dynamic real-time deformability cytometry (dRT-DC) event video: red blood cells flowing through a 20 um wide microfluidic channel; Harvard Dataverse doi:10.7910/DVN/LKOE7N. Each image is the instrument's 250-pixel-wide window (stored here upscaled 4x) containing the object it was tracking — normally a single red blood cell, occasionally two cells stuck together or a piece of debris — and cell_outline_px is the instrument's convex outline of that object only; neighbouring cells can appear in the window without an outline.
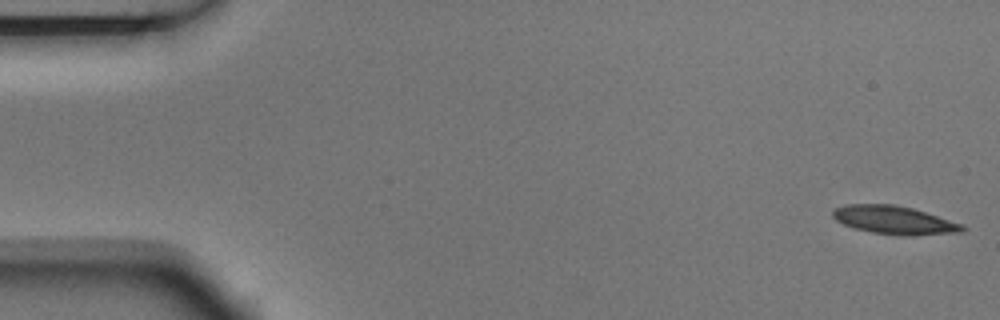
{"species": "Egyptian fruit bat (a non-hibernating species)", "species_latin": "Rousettus aegyptiacus", "temperature_condition": "room temperature", "stored_images_in_passage": 5, "camera_frame_rate_fps": 3000, "um_per_image_px": 0.085, "animal": {"sex": "male"}, "frame": {"image": 1, "passage_image": 1, "time_ms": 0.0, "image_size_px": [1000, 320], "cell_outline_px": [[968, 228], [960, 232], [912, 236], [872, 232], [856, 228], [844, 224], [836, 220], [832, 216], [832, 208], [844, 204], [892, 204], [912, 208], [964, 224]], "centroid_in_image_um": [76.01, 18.69], "position_along_channel_um": 9.0, "area_um2": 21.33}}